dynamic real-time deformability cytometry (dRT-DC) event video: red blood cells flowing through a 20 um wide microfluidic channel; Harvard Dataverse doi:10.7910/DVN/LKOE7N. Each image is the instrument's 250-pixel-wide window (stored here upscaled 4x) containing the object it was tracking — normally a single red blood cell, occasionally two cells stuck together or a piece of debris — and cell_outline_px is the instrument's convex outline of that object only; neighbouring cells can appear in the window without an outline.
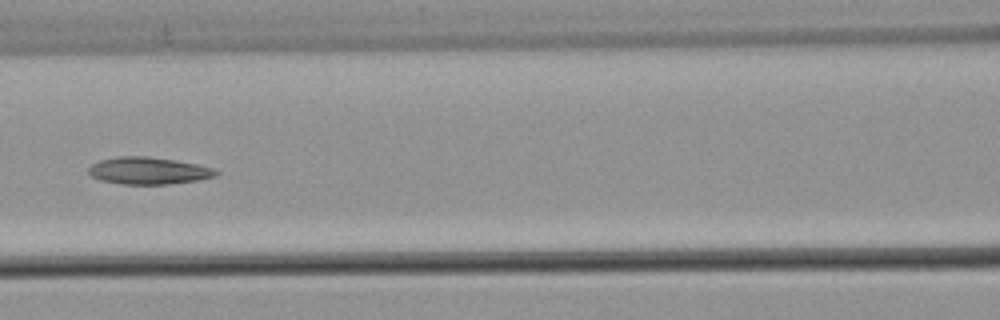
{"species": "common noctule bat (a hibernating species)", "species_latin": "Nyctalus noctula", "temperature_condition": "warm", "stored_images_in_passage": 7, "camera_frame_rate_fps": 3000, "um_per_image_px": 0.085, "animal": {"sex": "male", "body_mass_g": 21.5, "forearm_length_mm": 52.0}, "frame": {"image": 1, "passage_image": 7, "time_ms": 2.0, "image_size_px": [1000, 320], "cell_outline_px": [[220, 172], [216, 176], [196, 180], [168, 184], [120, 184], [100, 180], [92, 176], [88, 172], [88, 168], [92, 164], [100, 160], [120, 156], [148, 156], [176, 160], [196, 164], [212, 168]], "centroid_in_image_um": [12.6, 14.51], "position_along_channel_um": 154.0, "area_um2": 20.06}}